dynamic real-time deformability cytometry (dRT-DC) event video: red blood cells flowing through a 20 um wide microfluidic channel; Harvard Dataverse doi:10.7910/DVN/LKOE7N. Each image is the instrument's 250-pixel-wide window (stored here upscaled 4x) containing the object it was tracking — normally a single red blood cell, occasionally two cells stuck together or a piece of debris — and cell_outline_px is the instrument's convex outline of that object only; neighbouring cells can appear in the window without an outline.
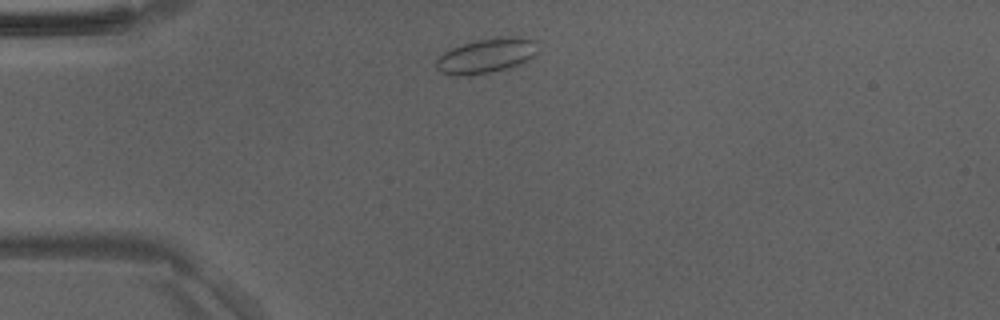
{"species": "Egyptian fruit bat (a non-hibernating species)", "species_latin": "Rousettus aegyptiacus", "temperature_condition": "room temperature", "stored_images_in_passage": 40, "camera_frame_rate_fps": 3000, "um_per_image_px": 0.085, "animal": {"sex": "male"}, "frame": {"image": 1, "passage_image": 3, "time_ms": 0.667, "image_size_px": [1000, 320], "cell_outline_px": [[536, 52], [524, 64], [512, 68], [492, 72], [468, 76], [456, 76], [440, 72], [436, 68], [436, 60], [444, 52], [452, 48], [476, 40], [500, 36], [516, 36], [536, 40]], "centroid_in_image_um": [41.36, 4.75], "position_along_channel_um": 43.6, "area_um2": 20.87}}
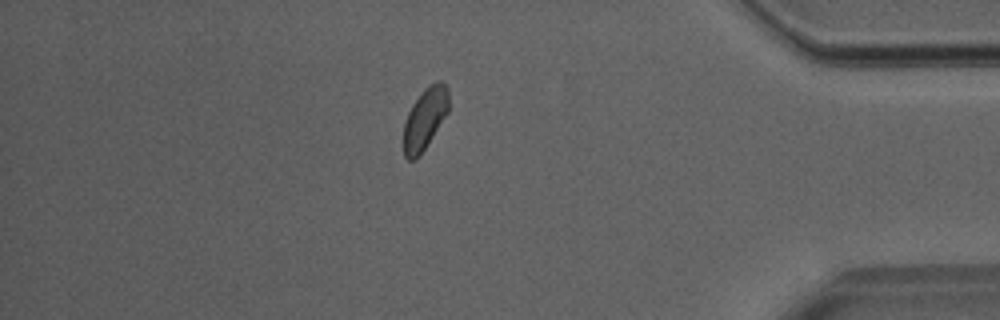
{"frame": {"image": 2, "passage_image": 33, "time_ms": 10.667, "image_size_px": [1000, 320], "cell_outline_px": [[448, 112], [420, 156], [416, 160], [408, 160], [404, 156], [404, 120], [412, 104], [424, 88], [428, 84], [436, 80], [440, 80], [448, 88]], "centroid_in_image_um": [36.11, 10.08], "position_along_channel_um": 399.1, "area_um2": 16.3}}
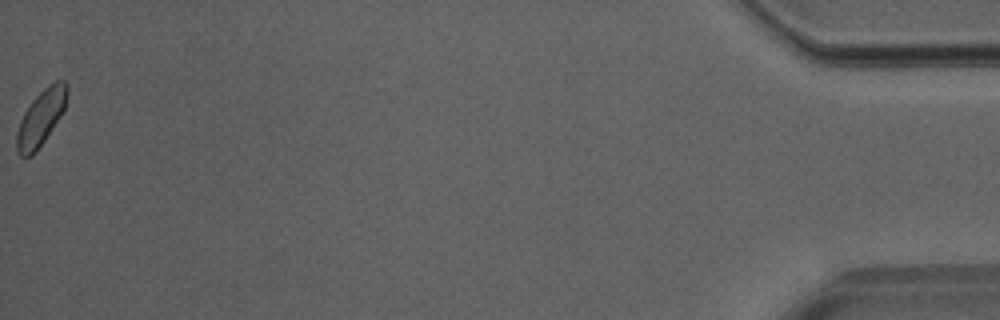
{"frame": {"image": 3, "passage_image": 40, "time_ms": 13.0, "image_size_px": [1000, 320], "cell_outline_px": [[68, 92], [64, 108], [60, 116], [44, 140], [32, 156], [20, 156], [16, 148], [16, 136], [20, 120], [24, 112], [32, 100], [48, 84], [56, 80], [64, 80], [68, 84]], "centroid_in_image_um": [3.48, 9.97], "position_along_channel_um": 431.7, "area_um2": 16.13}}